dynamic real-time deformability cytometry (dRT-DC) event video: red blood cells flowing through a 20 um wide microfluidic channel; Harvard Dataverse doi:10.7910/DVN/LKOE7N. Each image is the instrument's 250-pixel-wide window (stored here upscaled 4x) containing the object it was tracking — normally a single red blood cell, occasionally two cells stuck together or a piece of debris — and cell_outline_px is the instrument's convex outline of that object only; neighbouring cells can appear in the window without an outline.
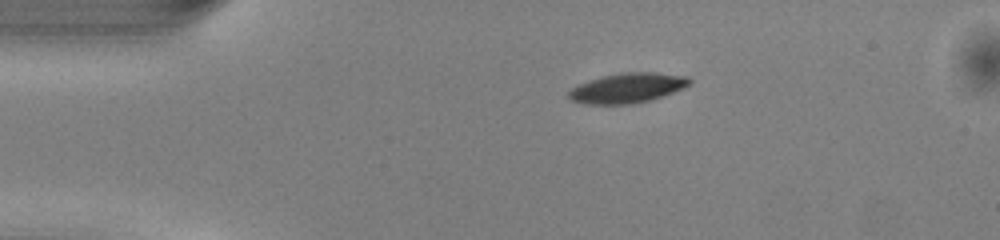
{"species": "common noctule bat (a hibernating species)", "species_latin": "Nyctalus noctula", "temperature_condition": "warm", "stored_images_in_passage": 41, "camera_frame_rate_fps": 3000, "um_per_image_px": 0.085, "animal": {"sex": "male", "body_mass_g": 13.0, "forearm_length_mm": 53.1}, "frame": {"image": 1, "passage_image": 1, "time_ms": 0.0, "image_size_px": [1000, 240], "cell_outline_px": [[692, 84], [684, 88], [648, 100], [632, 104], [584, 104], [572, 100], [568, 96], [568, 92], [572, 88], [588, 80], [604, 76], [628, 72], [652, 72], [688, 76], [692, 80]], "centroid_in_image_um": [53.35, 7.47], "position_along_channel_um": 31.6, "area_um2": 20.81}}
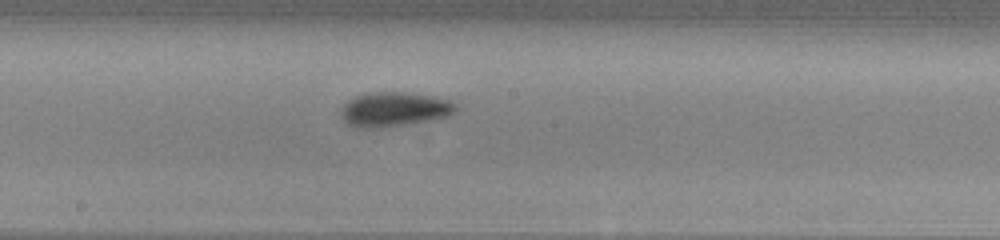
{"frame": {"image": 2, "passage_image": 18, "time_ms": 5.667, "image_size_px": [1000, 240], "cell_outline_px": [[456, 112], [448, 116], [432, 120], [412, 124], [380, 128], [352, 128], [340, 116], [340, 108], [348, 100], [356, 96], [368, 92], [404, 92], [432, 96], [448, 100], [456, 104]], "centroid_in_image_um": [33.47, 9.31], "position_along_channel_um": 214.7, "area_um2": 23.47}}
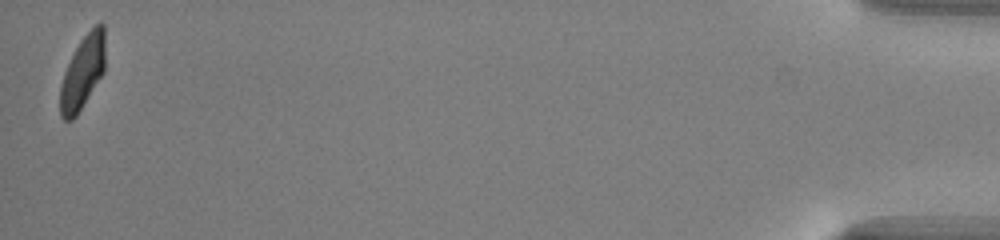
{"frame": {"image": 3, "passage_image": 41, "time_ms": 13.333, "image_size_px": [1000, 240], "cell_outline_px": [[104, 72], [76, 116], [72, 120], [64, 120], [60, 116], [60, 88], [64, 72], [80, 40], [100, 20], [104, 24]], "centroid_in_image_um": [7.02, 6.15], "position_along_channel_um": 428.2, "area_um2": 19.02}, "authors_computed_cell_mechanics": {"area_um2": 21.386, "velocity_mm_per_s": 4.0689, "shape_relaxation_time_tau1_ms": 2.6045, "shape_relaxation_time_tau2_ms": 3.376, "deformation_change_tau1": 0.1257, "deformation_change_tau2": 0.0817}}